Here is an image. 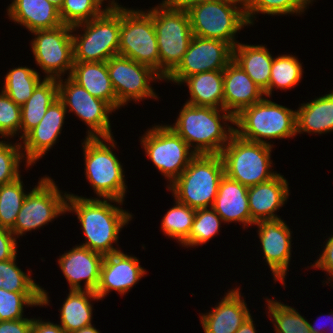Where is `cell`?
Listing matches in <instances>:
<instances>
[{"label":"cell","instance_id":"obj_21","mask_svg":"<svg viewBox=\"0 0 333 333\" xmlns=\"http://www.w3.org/2000/svg\"><path fill=\"white\" fill-rule=\"evenodd\" d=\"M223 109L234 117L244 108L260 102L265 95L233 60L223 70Z\"/></svg>","mask_w":333,"mask_h":333},{"label":"cell","instance_id":"obj_48","mask_svg":"<svg viewBox=\"0 0 333 333\" xmlns=\"http://www.w3.org/2000/svg\"><path fill=\"white\" fill-rule=\"evenodd\" d=\"M210 0H164L162 3L168 7L187 11L191 7Z\"/></svg>","mask_w":333,"mask_h":333},{"label":"cell","instance_id":"obj_42","mask_svg":"<svg viewBox=\"0 0 333 333\" xmlns=\"http://www.w3.org/2000/svg\"><path fill=\"white\" fill-rule=\"evenodd\" d=\"M21 145L0 141V187L20 177L18 166L24 157V153H20Z\"/></svg>","mask_w":333,"mask_h":333},{"label":"cell","instance_id":"obj_3","mask_svg":"<svg viewBox=\"0 0 333 333\" xmlns=\"http://www.w3.org/2000/svg\"><path fill=\"white\" fill-rule=\"evenodd\" d=\"M224 175L220 154H200L191 160L168 188L172 190L175 200L192 209L211 208Z\"/></svg>","mask_w":333,"mask_h":333},{"label":"cell","instance_id":"obj_18","mask_svg":"<svg viewBox=\"0 0 333 333\" xmlns=\"http://www.w3.org/2000/svg\"><path fill=\"white\" fill-rule=\"evenodd\" d=\"M145 275L136 257L119 251L105 255L100 273V281L95 291L100 300L111 290L125 294Z\"/></svg>","mask_w":333,"mask_h":333},{"label":"cell","instance_id":"obj_15","mask_svg":"<svg viewBox=\"0 0 333 333\" xmlns=\"http://www.w3.org/2000/svg\"><path fill=\"white\" fill-rule=\"evenodd\" d=\"M106 64L118 108L131 99L158 98L150 87V80L163 77L153 68L121 55L112 56Z\"/></svg>","mask_w":333,"mask_h":333},{"label":"cell","instance_id":"obj_9","mask_svg":"<svg viewBox=\"0 0 333 333\" xmlns=\"http://www.w3.org/2000/svg\"><path fill=\"white\" fill-rule=\"evenodd\" d=\"M118 55L147 65L159 73V51L153 9L147 12L120 7Z\"/></svg>","mask_w":333,"mask_h":333},{"label":"cell","instance_id":"obj_41","mask_svg":"<svg viewBox=\"0 0 333 333\" xmlns=\"http://www.w3.org/2000/svg\"><path fill=\"white\" fill-rule=\"evenodd\" d=\"M312 0H247L246 18L248 24L253 23V14L266 13L268 15H283L300 13L306 9V5ZM252 17V18H251Z\"/></svg>","mask_w":333,"mask_h":333},{"label":"cell","instance_id":"obj_17","mask_svg":"<svg viewBox=\"0 0 333 333\" xmlns=\"http://www.w3.org/2000/svg\"><path fill=\"white\" fill-rule=\"evenodd\" d=\"M259 226L258 234L263 253L274 280L284 283L291 256V231L283 220H262L255 223Z\"/></svg>","mask_w":333,"mask_h":333},{"label":"cell","instance_id":"obj_5","mask_svg":"<svg viewBox=\"0 0 333 333\" xmlns=\"http://www.w3.org/2000/svg\"><path fill=\"white\" fill-rule=\"evenodd\" d=\"M239 137L263 144L261 138H290L297 134L296 111L268 99L242 109L235 117Z\"/></svg>","mask_w":333,"mask_h":333},{"label":"cell","instance_id":"obj_23","mask_svg":"<svg viewBox=\"0 0 333 333\" xmlns=\"http://www.w3.org/2000/svg\"><path fill=\"white\" fill-rule=\"evenodd\" d=\"M239 290L229 291L214 310L201 315L200 321L205 333H236L251 315Z\"/></svg>","mask_w":333,"mask_h":333},{"label":"cell","instance_id":"obj_40","mask_svg":"<svg viewBox=\"0 0 333 333\" xmlns=\"http://www.w3.org/2000/svg\"><path fill=\"white\" fill-rule=\"evenodd\" d=\"M104 0H64L59 10L60 18L65 25L74 26L90 21L99 16L105 9H100Z\"/></svg>","mask_w":333,"mask_h":333},{"label":"cell","instance_id":"obj_13","mask_svg":"<svg viewBox=\"0 0 333 333\" xmlns=\"http://www.w3.org/2000/svg\"><path fill=\"white\" fill-rule=\"evenodd\" d=\"M26 196L22 204L15 225L11 229L14 236L37 229L58 215L66 213V200L68 194L62 195L53 179L44 177ZM64 196V197H63Z\"/></svg>","mask_w":333,"mask_h":333},{"label":"cell","instance_id":"obj_1","mask_svg":"<svg viewBox=\"0 0 333 333\" xmlns=\"http://www.w3.org/2000/svg\"><path fill=\"white\" fill-rule=\"evenodd\" d=\"M66 198L68 202L66 211L76 212L86 236L87 242L81 246L104 256L119 252L120 250L114 248L112 243L118 240L121 228L130 221L132 215L111 205L108 200L120 204L122 201L116 199L101 201L98 198L88 199L73 194H68Z\"/></svg>","mask_w":333,"mask_h":333},{"label":"cell","instance_id":"obj_27","mask_svg":"<svg viewBox=\"0 0 333 333\" xmlns=\"http://www.w3.org/2000/svg\"><path fill=\"white\" fill-rule=\"evenodd\" d=\"M273 57L263 45L238 43L233 48V61L261 88L268 89Z\"/></svg>","mask_w":333,"mask_h":333},{"label":"cell","instance_id":"obj_14","mask_svg":"<svg viewBox=\"0 0 333 333\" xmlns=\"http://www.w3.org/2000/svg\"><path fill=\"white\" fill-rule=\"evenodd\" d=\"M72 26L60 25L53 29L36 30L32 52L37 64L47 74L45 78L60 79L61 74L74 65ZM49 74V75H48Z\"/></svg>","mask_w":333,"mask_h":333},{"label":"cell","instance_id":"obj_31","mask_svg":"<svg viewBox=\"0 0 333 333\" xmlns=\"http://www.w3.org/2000/svg\"><path fill=\"white\" fill-rule=\"evenodd\" d=\"M89 298L99 300L95 291L70 290L61 308V327L66 333H72L81 328L92 325V306Z\"/></svg>","mask_w":333,"mask_h":333},{"label":"cell","instance_id":"obj_19","mask_svg":"<svg viewBox=\"0 0 333 333\" xmlns=\"http://www.w3.org/2000/svg\"><path fill=\"white\" fill-rule=\"evenodd\" d=\"M103 259L104 255L81 245L64 253L58 262L70 290H82L80 282L85 280L84 290L96 291Z\"/></svg>","mask_w":333,"mask_h":333},{"label":"cell","instance_id":"obj_26","mask_svg":"<svg viewBox=\"0 0 333 333\" xmlns=\"http://www.w3.org/2000/svg\"><path fill=\"white\" fill-rule=\"evenodd\" d=\"M69 77L92 96L106 101L114 111L118 109L106 62L74 63Z\"/></svg>","mask_w":333,"mask_h":333},{"label":"cell","instance_id":"obj_11","mask_svg":"<svg viewBox=\"0 0 333 333\" xmlns=\"http://www.w3.org/2000/svg\"><path fill=\"white\" fill-rule=\"evenodd\" d=\"M147 156L169 178L170 185L197 155L170 127L154 126L141 139Z\"/></svg>","mask_w":333,"mask_h":333},{"label":"cell","instance_id":"obj_22","mask_svg":"<svg viewBox=\"0 0 333 333\" xmlns=\"http://www.w3.org/2000/svg\"><path fill=\"white\" fill-rule=\"evenodd\" d=\"M288 182L277 174L269 181L248 188L251 225L262 220L279 219L275 215L289 196Z\"/></svg>","mask_w":333,"mask_h":333},{"label":"cell","instance_id":"obj_29","mask_svg":"<svg viewBox=\"0 0 333 333\" xmlns=\"http://www.w3.org/2000/svg\"><path fill=\"white\" fill-rule=\"evenodd\" d=\"M58 99L57 79L44 78L34 89L32 96L21 106V132L23 139L33 128H35L48 107Z\"/></svg>","mask_w":333,"mask_h":333},{"label":"cell","instance_id":"obj_43","mask_svg":"<svg viewBox=\"0 0 333 333\" xmlns=\"http://www.w3.org/2000/svg\"><path fill=\"white\" fill-rule=\"evenodd\" d=\"M21 129V106L6 93L0 94V135L14 136Z\"/></svg>","mask_w":333,"mask_h":333},{"label":"cell","instance_id":"obj_7","mask_svg":"<svg viewBox=\"0 0 333 333\" xmlns=\"http://www.w3.org/2000/svg\"><path fill=\"white\" fill-rule=\"evenodd\" d=\"M237 3L242 6L237 7ZM245 5L234 0H210L191 7L187 13L193 35L218 39L234 48L237 45L235 33L244 25H249Z\"/></svg>","mask_w":333,"mask_h":333},{"label":"cell","instance_id":"obj_46","mask_svg":"<svg viewBox=\"0 0 333 333\" xmlns=\"http://www.w3.org/2000/svg\"><path fill=\"white\" fill-rule=\"evenodd\" d=\"M328 239L322 255H320L319 260H317L312 267L325 270L329 273L331 278H333V235Z\"/></svg>","mask_w":333,"mask_h":333},{"label":"cell","instance_id":"obj_6","mask_svg":"<svg viewBox=\"0 0 333 333\" xmlns=\"http://www.w3.org/2000/svg\"><path fill=\"white\" fill-rule=\"evenodd\" d=\"M272 145L245 140L233 134L220 153L224 174L246 187L269 181L277 175L271 172Z\"/></svg>","mask_w":333,"mask_h":333},{"label":"cell","instance_id":"obj_36","mask_svg":"<svg viewBox=\"0 0 333 333\" xmlns=\"http://www.w3.org/2000/svg\"><path fill=\"white\" fill-rule=\"evenodd\" d=\"M161 222L165 235L178 239L181 244L188 238L196 210L176 200Z\"/></svg>","mask_w":333,"mask_h":333},{"label":"cell","instance_id":"obj_34","mask_svg":"<svg viewBox=\"0 0 333 333\" xmlns=\"http://www.w3.org/2000/svg\"><path fill=\"white\" fill-rule=\"evenodd\" d=\"M16 256L0 261V288L9 292H42V305H48V295L30 276L17 267Z\"/></svg>","mask_w":333,"mask_h":333},{"label":"cell","instance_id":"obj_12","mask_svg":"<svg viewBox=\"0 0 333 333\" xmlns=\"http://www.w3.org/2000/svg\"><path fill=\"white\" fill-rule=\"evenodd\" d=\"M57 80L58 99L66 109L69 106L70 111H74L91 128L87 137H100L115 148L108 116L114 109L106 101L92 96L69 76L65 82L61 78Z\"/></svg>","mask_w":333,"mask_h":333},{"label":"cell","instance_id":"obj_45","mask_svg":"<svg viewBox=\"0 0 333 333\" xmlns=\"http://www.w3.org/2000/svg\"><path fill=\"white\" fill-rule=\"evenodd\" d=\"M33 319L0 321V333H30Z\"/></svg>","mask_w":333,"mask_h":333},{"label":"cell","instance_id":"obj_16","mask_svg":"<svg viewBox=\"0 0 333 333\" xmlns=\"http://www.w3.org/2000/svg\"><path fill=\"white\" fill-rule=\"evenodd\" d=\"M232 60L233 48L228 43L193 36L181 62L165 80L181 84L186 77L193 74L223 71Z\"/></svg>","mask_w":333,"mask_h":333},{"label":"cell","instance_id":"obj_30","mask_svg":"<svg viewBox=\"0 0 333 333\" xmlns=\"http://www.w3.org/2000/svg\"><path fill=\"white\" fill-rule=\"evenodd\" d=\"M297 133H319L333 130V91L302 104L296 111Z\"/></svg>","mask_w":333,"mask_h":333},{"label":"cell","instance_id":"obj_25","mask_svg":"<svg viewBox=\"0 0 333 333\" xmlns=\"http://www.w3.org/2000/svg\"><path fill=\"white\" fill-rule=\"evenodd\" d=\"M7 13L10 19L25 26L30 32L63 25L59 9L47 0H14Z\"/></svg>","mask_w":333,"mask_h":333},{"label":"cell","instance_id":"obj_44","mask_svg":"<svg viewBox=\"0 0 333 333\" xmlns=\"http://www.w3.org/2000/svg\"><path fill=\"white\" fill-rule=\"evenodd\" d=\"M16 239L11 230L0 227V261H6L16 256Z\"/></svg>","mask_w":333,"mask_h":333},{"label":"cell","instance_id":"obj_47","mask_svg":"<svg viewBox=\"0 0 333 333\" xmlns=\"http://www.w3.org/2000/svg\"><path fill=\"white\" fill-rule=\"evenodd\" d=\"M32 333H66L60 325L51 322H43L42 320L33 319Z\"/></svg>","mask_w":333,"mask_h":333},{"label":"cell","instance_id":"obj_33","mask_svg":"<svg viewBox=\"0 0 333 333\" xmlns=\"http://www.w3.org/2000/svg\"><path fill=\"white\" fill-rule=\"evenodd\" d=\"M302 65L295 56L282 55L272 61L270 81L266 96L272 94L273 87L277 89L293 88L302 78Z\"/></svg>","mask_w":333,"mask_h":333},{"label":"cell","instance_id":"obj_51","mask_svg":"<svg viewBox=\"0 0 333 333\" xmlns=\"http://www.w3.org/2000/svg\"><path fill=\"white\" fill-rule=\"evenodd\" d=\"M331 317V318H330ZM329 319H332L333 320V314L331 315V316H329ZM317 322V321H316ZM315 322V323H316ZM333 322V321H332ZM318 326V325H317ZM316 325L315 326H313V325H311L310 323H309V327H310V330H311V332L312 333H326V332H323L321 329H324V328H321L320 326H318L317 327ZM317 328V329H316ZM331 332V331H330Z\"/></svg>","mask_w":333,"mask_h":333},{"label":"cell","instance_id":"obj_35","mask_svg":"<svg viewBox=\"0 0 333 333\" xmlns=\"http://www.w3.org/2000/svg\"><path fill=\"white\" fill-rule=\"evenodd\" d=\"M21 177L0 187V227L11 230L22 208L24 193Z\"/></svg>","mask_w":333,"mask_h":333},{"label":"cell","instance_id":"obj_52","mask_svg":"<svg viewBox=\"0 0 333 333\" xmlns=\"http://www.w3.org/2000/svg\"><path fill=\"white\" fill-rule=\"evenodd\" d=\"M48 2H50L51 4H53L55 7H57L59 10L62 7V4L64 2V0H47Z\"/></svg>","mask_w":333,"mask_h":333},{"label":"cell","instance_id":"obj_53","mask_svg":"<svg viewBox=\"0 0 333 333\" xmlns=\"http://www.w3.org/2000/svg\"><path fill=\"white\" fill-rule=\"evenodd\" d=\"M234 1H238V2H241V3H246L247 0H234Z\"/></svg>","mask_w":333,"mask_h":333},{"label":"cell","instance_id":"obj_28","mask_svg":"<svg viewBox=\"0 0 333 333\" xmlns=\"http://www.w3.org/2000/svg\"><path fill=\"white\" fill-rule=\"evenodd\" d=\"M191 98L186 103L223 109V71H207L186 77ZM220 106V107H219Z\"/></svg>","mask_w":333,"mask_h":333},{"label":"cell","instance_id":"obj_24","mask_svg":"<svg viewBox=\"0 0 333 333\" xmlns=\"http://www.w3.org/2000/svg\"><path fill=\"white\" fill-rule=\"evenodd\" d=\"M224 222L238 221L251 224L248 204V187L224 175L219 183L218 192L212 207Z\"/></svg>","mask_w":333,"mask_h":333},{"label":"cell","instance_id":"obj_10","mask_svg":"<svg viewBox=\"0 0 333 333\" xmlns=\"http://www.w3.org/2000/svg\"><path fill=\"white\" fill-rule=\"evenodd\" d=\"M85 175L96 194L103 199L123 202L126 185L118 158L100 137H86L83 143Z\"/></svg>","mask_w":333,"mask_h":333},{"label":"cell","instance_id":"obj_20","mask_svg":"<svg viewBox=\"0 0 333 333\" xmlns=\"http://www.w3.org/2000/svg\"><path fill=\"white\" fill-rule=\"evenodd\" d=\"M67 109L56 99L49 107L40 123L24 138L27 166H31L56 143L61 132Z\"/></svg>","mask_w":333,"mask_h":333},{"label":"cell","instance_id":"obj_38","mask_svg":"<svg viewBox=\"0 0 333 333\" xmlns=\"http://www.w3.org/2000/svg\"><path fill=\"white\" fill-rule=\"evenodd\" d=\"M24 305H42V292H9L0 288V321L23 319Z\"/></svg>","mask_w":333,"mask_h":333},{"label":"cell","instance_id":"obj_2","mask_svg":"<svg viewBox=\"0 0 333 333\" xmlns=\"http://www.w3.org/2000/svg\"><path fill=\"white\" fill-rule=\"evenodd\" d=\"M195 106L185 103L175 125L169 126L189 147L196 142L194 152L200 154H220L235 133L234 127L228 130L220 123L221 119L234 124V116L224 109ZM223 111L224 115H220ZM228 131V132H227ZM193 142V143H192Z\"/></svg>","mask_w":333,"mask_h":333},{"label":"cell","instance_id":"obj_49","mask_svg":"<svg viewBox=\"0 0 333 333\" xmlns=\"http://www.w3.org/2000/svg\"><path fill=\"white\" fill-rule=\"evenodd\" d=\"M236 333H256L251 315L244 321Z\"/></svg>","mask_w":333,"mask_h":333},{"label":"cell","instance_id":"obj_8","mask_svg":"<svg viewBox=\"0 0 333 333\" xmlns=\"http://www.w3.org/2000/svg\"><path fill=\"white\" fill-rule=\"evenodd\" d=\"M159 51V74L165 79L181 62L193 38L187 11L161 3L153 8Z\"/></svg>","mask_w":333,"mask_h":333},{"label":"cell","instance_id":"obj_39","mask_svg":"<svg viewBox=\"0 0 333 333\" xmlns=\"http://www.w3.org/2000/svg\"><path fill=\"white\" fill-rule=\"evenodd\" d=\"M211 209V210H210ZM197 209L188 238L182 243L185 246L204 244L214 237L220 228L221 217L211 207Z\"/></svg>","mask_w":333,"mask_h":333},{"label":"cell","instance_id":"obj_4","mask_svg":"<svg viewBox=\"0 0 333 333\" xmlns=\"http://www.w3.org/2000/svg\"><path fill=\"white\" fill-rule=\"evenodd\" d=\"M79 27L86 29L81 36L72 34L74 63L107 62L112 56L118 55L120 6L114 0L99 16L72 26V30Z\"/></svg>","mask_w":333,"mask_h":333},{"label":"cell","instance_id":"obj_32","mask_svg":"<svg viewBox=\"0 0 333 333\" xmlns=\"http://www.w3.org/2000/svg\"><path fill=\"white\" fill-rule=\"evenodd\" d=\"M40 75L28 67H18L6 74L3 92L17 105L22 106L40 83Z\"/></svg>","mask_w":333,"mask_h":333},{"label":"cell","instance_id":"obj_50","mask_svg":"<svg viewBox=\"0 0 333 333\" xmlns=\"http://www.w3.org/2000/svg\"><path fill=\"white\" fill-rule=\"evenodd\" d=\"M72 333H100L96 328H94L92 325L81 328L79 330H76Z\"/></svg>","mask_w":333,"mask_h":333},{"label":"cell","instance_id":"obj_37","mask_svg":"<svg viewBox=\"0 0 333 333\" xmlns=\"http://www.w3.org/2000/svg\"><path fill=\"white\" fill-rule=\"evenodd\" d=\"M267 303L276 333H312L309 322L294 308L273 300Z\"/></svg>","mask_w":333,"mask_h":333}]
</instances>
